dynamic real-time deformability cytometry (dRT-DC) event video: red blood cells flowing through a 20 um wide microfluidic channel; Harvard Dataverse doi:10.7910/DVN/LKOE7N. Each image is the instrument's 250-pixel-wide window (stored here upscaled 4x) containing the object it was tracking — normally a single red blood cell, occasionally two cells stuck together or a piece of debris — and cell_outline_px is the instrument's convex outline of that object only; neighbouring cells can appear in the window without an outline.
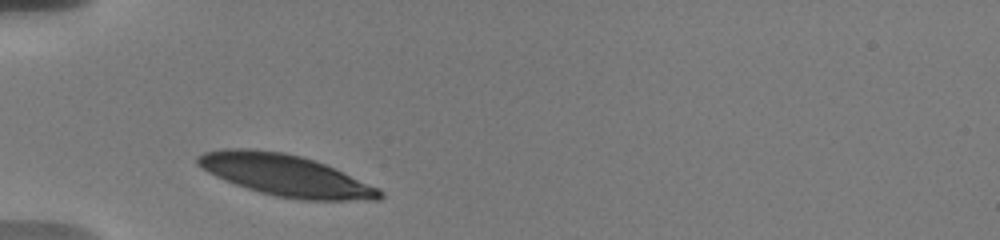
{"species": "human", "species_latin": "Homo sapiens", "temperature_condition": "warm", "stored_images_in_passage": 4, "camera_frame_rate_fps": 3000, "um_per_image_px": 0.085, "donor": {"sex": "male"}, "frame": {"image": 1, "passage_image": 1, "time_ms": 0.0, "image_size_px": [1000, 240], "cell_outline_px": [[384, 196], [380, 200], [300, 200], [276, 196], [260, 192], [224, 180], [208, 172], [196, 160], [196, 156], [204, 152], [220, 148], [252, 148], [284, 152], [316, 160], [380, 188], [384, 192]], "centroid_in_image_um": [24.3, 14.89], "position_along_channel_um": 60.7, "area_um2": 44.04}}
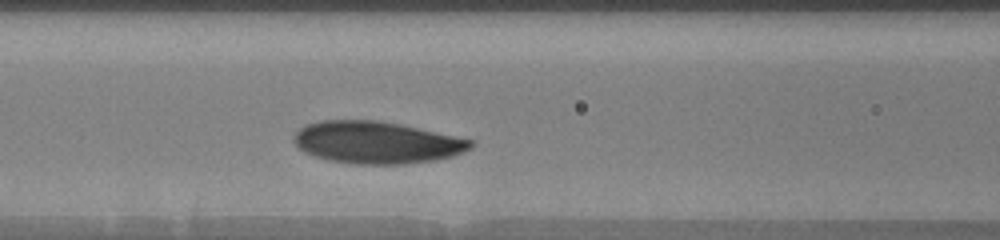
{"frame": {"image": 2, "passage_image": 4, "time_ms": 2.333, "image_size_px": [1000, 240], "cell_outline_px": [[472, 148], [452, 156], [436, 160], [404, 164], [352, 164], [328, 160], [304, 152], [292, 140], [292, 136], [300, 128], [308, 124], [320, 120], [376, 120], [400, 124], [472, 140]], "centroid_in_image_um": [31.97, 12.11], "position_along_channel_um": 134.6, "area_um2": 43.23}}